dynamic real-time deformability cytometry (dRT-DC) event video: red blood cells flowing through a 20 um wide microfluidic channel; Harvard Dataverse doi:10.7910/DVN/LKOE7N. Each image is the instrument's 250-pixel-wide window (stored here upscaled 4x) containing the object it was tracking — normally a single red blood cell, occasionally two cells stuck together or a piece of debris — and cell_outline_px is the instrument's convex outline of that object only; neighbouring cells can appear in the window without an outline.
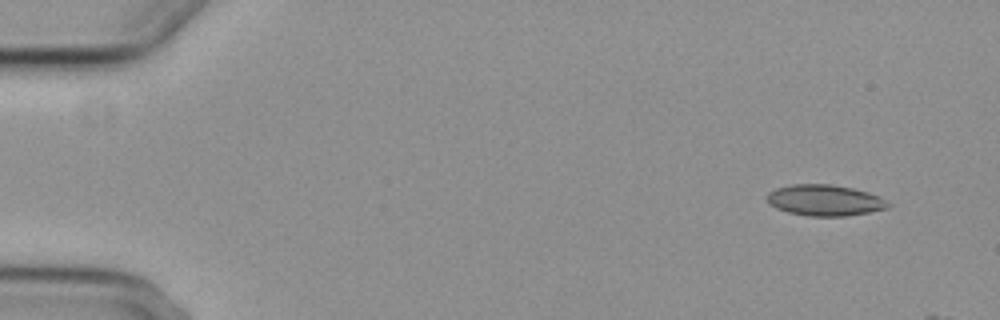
{"species": "common noctule bat (a hibernating species)", "species_latin": "Nyctalus noctula", "temperature_condition": "cold", "stored_images_in_passage": 4, "camera_frame_rate_fps": 3000, "um_per_image_px": 0.085, "animal": {"sex": "female", "body_mass_g": 29.2, "forearm_length_mm": 56.3}, "frame": {"image": 1, "passage_image": 2, "time_ms": 1.333, "image_size_px": [1000, 320], "cell_outline_px": [[892, 204], [888, 208], [868, 212], [844, 216], [808, 216], [788, 212], [776, 208], [768, 204], [764, 196], [768, 192], [776, 188], [792, 184], [832, 184], [852, 188], [868, 192], [880, 196]], "centroid_in_image_um": [70.08, 17.02], "position_along_channel_um": 14.9, "area_um2": 22.14}}